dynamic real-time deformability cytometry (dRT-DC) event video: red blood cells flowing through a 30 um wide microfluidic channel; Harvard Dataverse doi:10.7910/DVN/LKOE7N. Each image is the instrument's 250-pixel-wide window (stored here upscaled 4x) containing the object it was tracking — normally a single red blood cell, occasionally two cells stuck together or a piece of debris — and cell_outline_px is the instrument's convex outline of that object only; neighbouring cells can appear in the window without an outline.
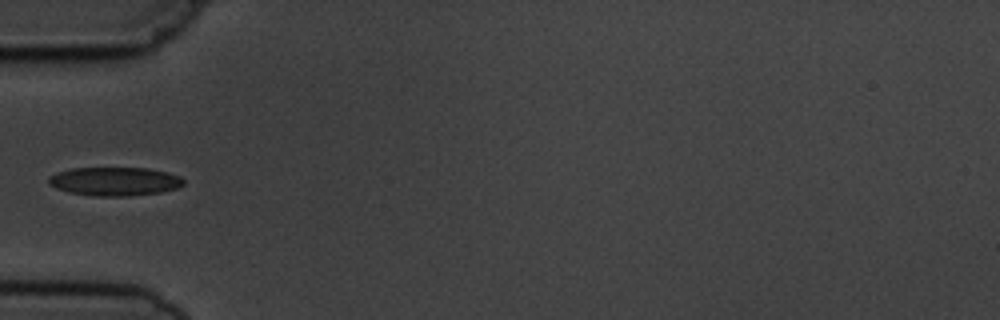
{"species": "common noctule bat (a hibernating species)", "species_latin": "Nyctalus noctula", "temperature_condition": "cold", "stored_images_in_passage": 5, "camera_frame_rate_fps": 3000, "um_per_image_px": 0.085, "animal": {"sex": "male", "body_mass_g": 19.5, "forearm_length_mm": 54.6}, "frame": {"image": 1, "passage_image": 5, "time_ms": 5.333, "image_size_px": [1000, 320], "cell_outline_px": [[184, 184], [176, 188], [160, 192], [128, 196], [96, 196], [68, 192], [56, 188], [48, 184], [48, 176], [56, 172], [72, 168], [148, 168], [168, 172], [180, 176], [184, 180]], "centroid_in_image_um": [9.73, 15.41], "position_along_channel_um": 75.3, "area_um2": 22.6}}